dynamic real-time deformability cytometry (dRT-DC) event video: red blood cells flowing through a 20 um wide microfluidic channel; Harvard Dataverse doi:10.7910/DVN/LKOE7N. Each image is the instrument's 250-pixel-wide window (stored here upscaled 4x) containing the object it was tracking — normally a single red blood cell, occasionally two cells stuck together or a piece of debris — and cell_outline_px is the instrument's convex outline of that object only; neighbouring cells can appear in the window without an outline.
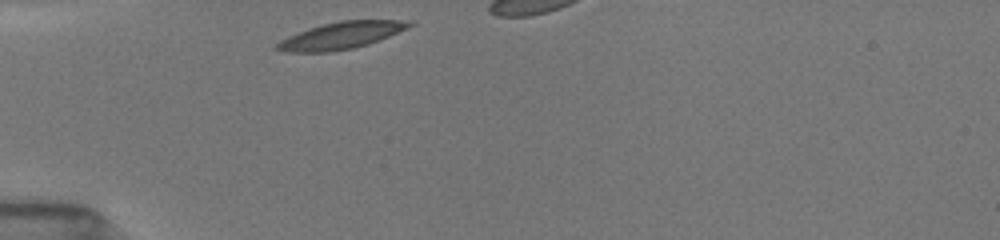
{"species": "common noctule bat (a hibernating species)", "species_latin": "Nyctalus noctula", "temperature_condition": "room temperature", "stored_images_in_passage": 12, "camera_frame_rate_fps": 3000, "um_per_image_px": 0.085, "animal": {"sex": "female", "body_mass_g": 19.5, "forearm_length_mm": 54.1}, "frame": {"image": 1, "passage_image": 1, "time_ms": 0.0, "image_size_px": [1000, 240], "cell_outline_px": [[416, 24], [408, 28], [368, 44], [352, 48], [332, 52], [284, 52], [272, 48], [280, 40], [288, 36], [308, 28], [340, 20], [412, 20]], "centroid_in_image_um": [28.98, 3.01], "position_along_channel_um": 56.0, "area_um2": 20.87}}
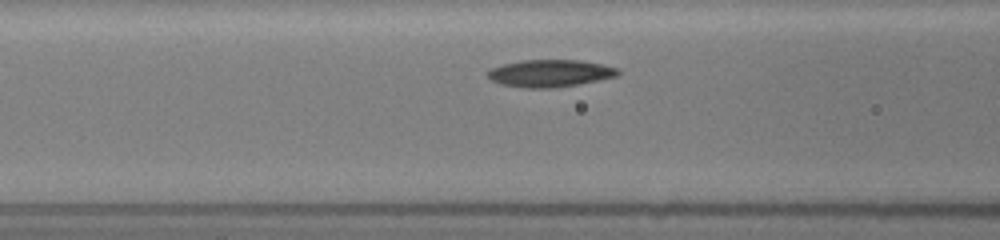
{"frame": {"image": 2, "passage_image": 7, "time_ms": 2.0, "image_size_px": [1000, 240], "cell_outline_px": [[620, 72], [616, 76], [556, 88], [524, 88], [500, 84], [492, 80], [484, 72], [492, 68], [504, 64], [520, 60], [580, 60], [600, 64], [616, 68]], "centroid_in_image_um": [46.69, 6.23], "position_along_channel_um": 119.9, "area_um2": 20.52}}
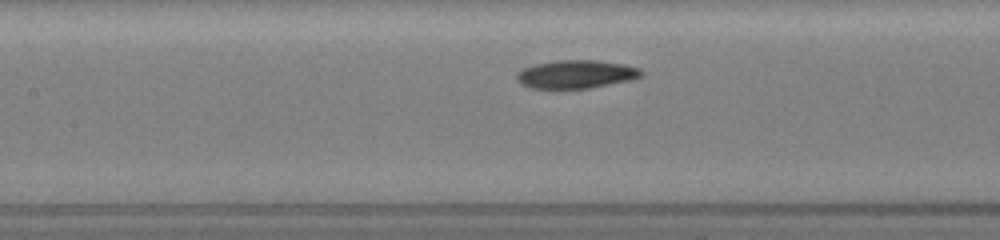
{"frame": {"image": 3, "passage_image": 10, "time_ms": 3.0, "image_size_px": [1000, 240], "cell_outline_px": [[644, 72], [640, 76], [628, 80], [588, 88], [560, 92], [528, 88], [520, 84], [516, 80], [516, 72], [524, 68], [536, 64], [556, 60], [600, 60], [624, 64], [640, 68]], "centroid_in_image_um": [48.87, 6.35], "position_along_channel_um": 158.5, "area_um2": 21.33}}